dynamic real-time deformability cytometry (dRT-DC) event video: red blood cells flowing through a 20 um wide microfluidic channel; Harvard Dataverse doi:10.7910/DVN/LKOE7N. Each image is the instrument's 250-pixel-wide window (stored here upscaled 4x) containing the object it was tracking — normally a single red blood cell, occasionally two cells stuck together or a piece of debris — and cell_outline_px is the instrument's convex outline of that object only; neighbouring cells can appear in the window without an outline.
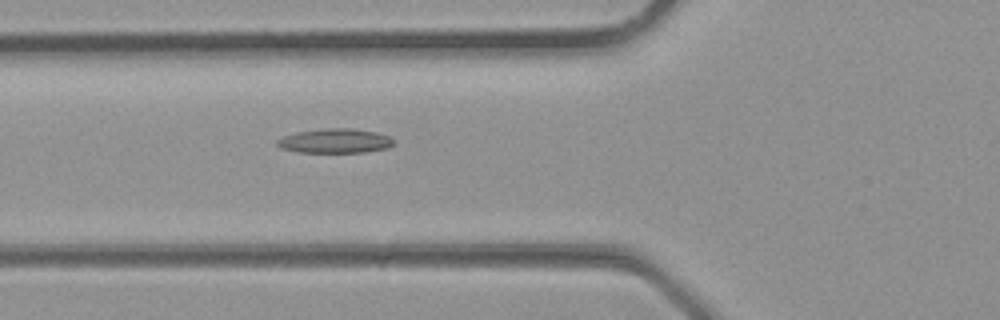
{"species": "common noctule bat (a hibernating species)", "species_latin": "Nyctalus noctula", "temperature_condition": "room temperature", "stored_images_in_passage": 26, "camera_frame_rate_fps": 3000, "um_per_image_px": 0.085, "animal": {"sex": "male", "body_mass_g": 23.1, "forearm_length_mm": 52.7}, "frame": {"image": 1, "passage_image": 5, "time_ms": 1.333, "image_size_px": [1000, 320], "cell_outline_px": [[396, 140], [388, 148], [364, 152], [300, 152], [280, 148], [276, 144], [276, 140], [284, 136], [296, 132], [324, 128], [352, 128], [376, 132], [388, 136]], "centroid_in_image_um": [28.48, 11.97], "position_along_channel_um": 97.3, "area_um2": 16.59}}
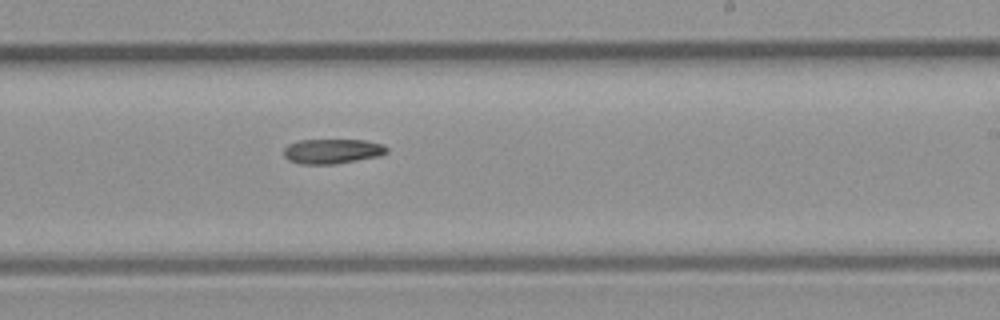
{"frame": {"image": 2, "passage_image": 13, "time_ms": 4.0, "image_size_px": [1000, 320], "cell_outline_px": [[388, 152], [376, 156], [336, 164], [300, 164], [288, 160], [284, 156], [284, 148], [288, 144], [300, 140], [364, 140], [384, 144], [388, 148]], "centroid_in_image_um": [28.22, 12.85], "position_along_channel_um": 260.8, "area_um2": 14.85}}
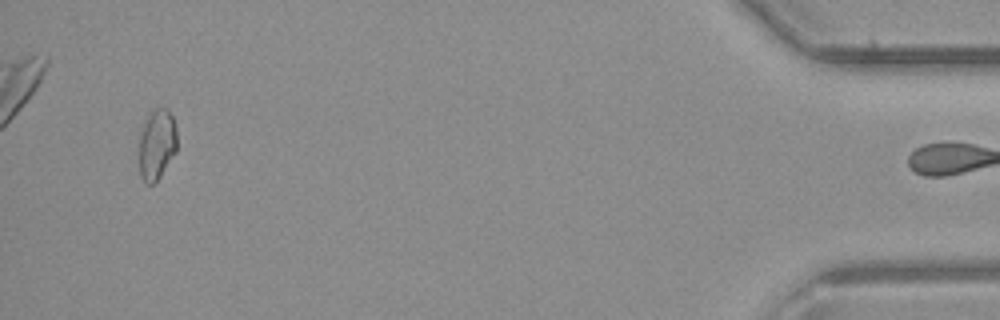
{"frame": {"image": 3, "passage_image": 25, "time_ms": 8.0, "image_size_px": [1000, 320], "cell_outline_px": [[176, 152], [160, 176], [152, 184], [144, 184], [140, 176], [140, 136], [144, 120], [156, 108], [168, 108], [176, 124]], "centroid_in_image_um": [13.34, 12.27], "position_along_channel_um": 421.9, "area_um2": 15.55}}